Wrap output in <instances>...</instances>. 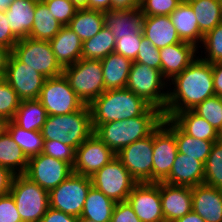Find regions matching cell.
Returning a JSON list of instances; mask_svg holds the SVG:
<instances>
[{"instance_id":"cell-19","label":"cell","mask_w":222,"mask_h":222,"mask_svg":"<svg viewBox=\"0 0 222 222\" xmlns=\"http://www.w3.org/2000/svg\"><path fill=\"white\" fill-rule=\"evenodd\" d=\"M198 48L187 42H180L159 49L161 73L170 82L197 57ZM169 79V80H168Z\"/></svg>"},{"instance_id":"cell-47","label":"cell","mask_w":222,"mask_h":222,"mask_svg":"<svg viewBox=\"0 0 222 222\" xmlns=\"http://www.w3.org/2000/svg\"><path fill=\"white\" fill-rule=\"evenodd\" d=\"M0 222H22L11 194L0 196Z\"/></svg>"},{"instance_id":"cell-61","label":"cell","mask_w":222,"mask_h":222,"mask_svg":"<svg viewBox=\"0 0 222 222\" xmlns=\"http://www.w3.org/2000/svg\"><path fill=\"white\" fill-rule=\"evenodd\" d=\"M219 1H220L221 14H222V0H219Z\"/></svg>"},{"instance_id":"cell-18","label":"cell","mask_w":222,"mask_h":222,"mask_svg":"<svg viewBox=\"0 0 222 222\" xmlns=\"http://www.w3.org/2000/svg\"><path fill=\"white\" fill-rule=\"evenodd\" d=\"M160 197L165 222H174L192 211L191 187L160 182Z\"/></svg>"},{"instance_id":"cell-32","label":"cell","mask_w":222,"mask_h":222,"mask_svg":"<svg viewBox=\"0 0 222 222\" xmlns=\"http://www.w3.org/2000/svg\"><path fill=\"white\" fill-rule=\"evenodd\" d=\"M63 26L52 16L43 1H37L35 6L34 23L28 38L50 41Z\"/></svg>"},{"instance_id":"cell-22","label":"cell","mask_w":222,"mask_h":222,"mask_svg":"<svg viewBox=\"0 0 222 222\" xmlns=\"http://www.w3.org/2000/svg\"><path fill=\"white\" fill-rule=\"evenodd\" d=\"M105 27L110 29L115 39L124 36H143L144 15L140 8L129 10H108L104 12Z\"/></svg>"},{"instance_id":"cell-11","label":"cell","mask_w":222,"mask_h":222,"mask_svg":"<svg viewBox=\"0 0 222 222\" xmlns=\"http://www.w3.org/2000/svg\"><path fill=\"white\" fill-rule=\"evenodd\" d=\"M178 154L175 140V123L164 117L153 131V182H163L170 173Z\"/></svg>"},{"instance_id":"cell-23","label":"cell","mask_w":222,"mask_h":222,"mask_svg":"<svg viewBox=\"0 0 222 222\" xmlns=\"http://www.w3.org/2000/svg\"><path fill=\"white\" fill-rule=\"evenodd\" d=\"M142 32L159 49L182 42L169 16H144Z\"/></svg>"},{"instance_id":"cell-46","label":"cell","mask_w":222,"mask_h":222,"mask_svg":"<svg viewBox=\"0 0 222 222\" xmlns=\"http://www.w3.org/2000/svg\"><path fill=\"white\" fill-rule=\"evenodd\" d=\"M143 37L144 36H124L121 37V39H116L114 53L134 61Z\"/></svg>"},{"instance_id":"cell-20","label":"cell","mask_w":222,"mask_h":222,"mask_svg":"<svg viewBox=\"0 0 222 222\" xmlns=\"http://www.w3.org/2000/svg\"><path fill=\"white\" fill-rule=\"evenodd\" d=\"M192 210L206 222H222V190L206 184L191 188Z\"/></svg>"},{"instance_id":"cell-51","label":"cell","mask_w":222,"mask_h":222,"mask_svg":"<svg viewBox=\"0 0 222 222\" xmlns=\"http://www.w3.org/2000/svg\"><path fill=\"white\" fill-rule=\"evenodd\" d=\"M15 175L10 169L0 166V196L10 194Z\"/></svg>"},{"instance_id":"cell-7","label":"cell","mask_w":222,"mask_h":222,"mask_svg":"<svg viewBox=\"0 0 222 222\" xmlns=\"http://www.w3.org/2000/svg\"><path fill=\"white\" fill-rule=\"evenodd\" d=\"M10 194L22 222H40L50 207L48 191L23 174L15 175Z\"/></svg>"},{"instance_id":"cell-21","label":"cell","mask_w":222,"mask_h":222,"mask_svg":"<svg viewBox=\"0 0 222 222\" xmlns=\"http://www.w3.org/2000/svg\"><path fill=\"white\" fill-rule=\"evenodd\" d=\"M204 165L203 162L178 152L169 176L163 182L191 188L204 184Z\"/></svg>"},{"instance_id":"cell-45","label":"cell","mask_w":222,"mask_h":222,"mask_svg":"<svg viewBox=\"0 0 222 222\" xmlns=\"http://www.w3.org/2000/svg\"><path fill=\"white\" fill-rule=\"evenodd\" d=\"M134 62L145 64L151 68L161 71V57L159 48H156L148 39L143 37Z\"/></svg>"},{"instance_id":"cell-60","label":"cell","mask_w":222,"mask_h":222,"mask_svg":"<svg viewBox=\"0 0 222 222\" xmlns=\"http://www.w3.org/2000/svg\"><path fill=\"white\" fill-rule=\"evenodd\" d=\"M78 222H94V221L87 218H79Z\"/></svg>"},{"instance_id":"cell-24","label":"cell","mask_w":222,"mask_h":222,"mask_svg":"<svg viewBox=\"0 0 222 222\" xmlns=\"http://www.w3.org/2000/svg\"><path fill=\"white\" fill-rule=\"evenodd\" d=\"M49 42L57 61L63 68L76 63L82 58L83 42L67 26H63Z\"/></svg>"},{"instance_id":"cell-53","label":"cell","mask_w":222,"mask_h":222,"mask_svg":"<svg viewBox=\"0 0 222 222\" xmlns=\"http://www.w3.org/2000/svg\"><path fill=\"white\" fill-rule=\"evenodd\" d=\"M142 0H111V10L140 8Z\"/></svg>"},{"instance_id":"cell-8","label":"cell","mask_w":222,"mask_h":222,"mask_svg":"<svg viewBox=\"0 0 222 222\" xmlns=\"http://www.w3.org/2000/svg\"><path fill=\"white\" fill-rule=\"evenodd\" d=\"M11 53L46 78L62 75L64 68L57 61L49 41L22 38Z\"/></svg>"},{"instance_id":"cell-12","label":"cell","mask_w":222,"mask_h":222,"mask_svg":"<svg viewBox=\"0 0 222 222\" xmlns=\"http://www.w3.org/2000/svg\"><path fill=\"white\" fill-rule=\"evenodd\" d=\"M38 100L48 115L73 113L85 105L70 87L63 74L45 80Z\"/></svg>"},{"instance_id":"cell-62","label":"cell","mask_w":222,"mask_h":222,"mask_svg":"<svg viewBox=\"0 0 222 222\" xmlns=\"http://www.w3.org/2000/svg\"><path fill=\"white\" fill-rule=\"evenodd\" d=\"M219 136H220V139H222V130H221V132L219 133Z\"/></svg>"},{"instance_id":"cell-34","label":"cell","mask_w":222,"mask_h":222,"mask_svg":"<svg viewBox=\"0 0 222 222\" xmlns=\"http://www.w3.org/2000/svg\"><path fill=\"white\" fill-rule=\"evenodd\" d=\"M187 3L191 6L196 16L199 30L204 35L222 23L219 0H189Z\"/></svg>"},{"instance_id":"cell-40","label":"cell","mask_w":222,"mask_h":222,"mask_svg":"<svg viewBox=\"0 0 222 222\" xmlns=\"http://www.w3.org/2000/svg\"><path fill=\"white\" fill-rule=\"evenodd\" d=\"M202 44L206 50L204 53L208 54L204 58L201 57L202 60L211 64L222 63V23L204 35Z\"/></svg>"},{"instance_id":"cell-10","label":"cell","mask_w":222,"mask_h":222,"mask_svg":"<svg viewBox=\"0 0 222 222\" xmlns=\"http://www.w3.org/2000/svg\"><path fill=\"white\" fill-rule=\"evenodd\" d=\"M91 181L92 186L115 203L127 201L128 195L138 183L117 157L97 171Z\"/></svg>"},{"instance_id":"cell-48","label":"cell","mask_w":222,"mask_h":222,"mask_svg":"<svg viewBox=\"0 0 222 222\" xmlns=\"http://www.w3.org/2000/svg\"><path fill=\"white\" fill-rule=\"evenodd\" d=\"M110 222H141L128 201L115 204Z\"/></svg>"},{"instance_id":"cell-26","label":"cell","mask_w":222,"mask_h":222,"mask_svg":"<svg viewBox=\"0 0 222 222\" xmlns=\"http://www.w3.org/2000/svg\"><path fill=\"white\" fill-rule=\"evenodd\" d=\"M181 41L193 44L198 48L204 34L199 30L196 16L187 2H182L170 15Z\"/></svg>"},{"instance_id":"cell-15","label":"cell","mask_w":222,"mask_h":222,"mask_svg":"<svg viewBox=\"0 0 222 222\" xmlns=\"http://www.w3.org/2000/svg\"><path fill=\"white\" fill-rule=\"evenodd\" d=\"M3 79L13 88L21 100H32L39 98L47 78L20 62L11 53Z\"/></svg>"},{"instance_id":"cell-36","label":"cell","mask_w":222,"mask_h":222,"mask_svg":"<svg viewBox=\"0 0 222 222\" xmlns=\"http://www.w3.org/2000/svg\"><path fill=\"white\" fill-rule=\"evenodd\" d=\"M7 132L28 159L42 153L44 138L41 131H27L11 120L8 122Z\"/></svg>"},{"instance_id":"cell-9","label":"cell","mask_w":222,"mask_h":222,"mask_svg":"<svg viewBox=\"0 0 222 222\" xmlns=\"http://www.w3.org/2000/svg\"><path fill=\"white\" fill-rule=\"evenodd\" d=\"M91 186V177L73 172L66 180L48 192L50 207L79 218Z\"/></svg>"},{"instance_id":"cell-4","label":"cell","mask_w":222,"mask_h":222,"mask_svg":"<svg viewBox=\"0 0 222 222\" xmlns=\"http://www.w3.org/2000/svg\"><path fill=\"white\" fill-rule=\"evenodd\" d=\"M94 132L89 105L65 115H48L41 133L44 141L54 140L75 150Z\"/></svg>"},{"instance_id":"cell-41","label":"cell","mask_w":222,"mask_h":222,"mask_svg":"<svg viewBox=\"0 0 222 222\" xmlns=\"http://www.w3.org/2000/svg\"><path fill=\"white\" fill-rule=\"evenodd\" d=\"M21 101L13 88L4 79H0V116L8 121L13 120Z\"/></svg>"},{"instance_id":"cell-1","label":"cell","mask_w":222,"mask_h":222,"mask_svg":"<svg viewBox=\"0 0 222 222\" xmlns=\"http://www.w3.org/2000/svg\"><path fill=\"white\" fill-rule=\"evenodd\" d=\"M175 88L168 91L164 117L184 110H192L207 98L215 96L212 64L196 57L180 74L172 79Z\"/></svg>"},{"instance_id":"cell-27","label":"cell","mask_w":222,"mask_h":222,"mask_svg":"<svg viewBox=\"0 0 222 222\" xmlns=\"http://www.w3.org/2000/svg\"><path fill=\"white\" fill-rule=\"evenodd\" d=\"M184 133L201 139L216 142L220 139L219 133L210 123L192 110L173 113L169 117Z\"/></svg>"},{"instance_id":"cell-42","label":"cell","mask_w":222,"mask_h":222,"mask_svg":"<svg viewBox=\"0 0 222 222\" xmlns=\"http://www.w3.org/2000/svg\"><path fill=\"white\" fill-rule=\"evenodd\" d=\"M181 0H142L140 11L144 16H169Z\"/></svg>"},{"instance_id":"cell-38","label":"cell","mask_w":222,"mask_h":222,"mask_svg":"<svg viewBox=\"0 0 222 222\" xmlns=\"http://www.w3.org/2000/svg\"><path fill=\"white\" fill-rule=\"evenodd\" d=\"M204 166V184L222 190V139L214 142Z\"/></svg>"},{"instance_id":"cell-28","label":"cell","mask_w":222,"mask_h":222,"mask_svg":"<svg viewBox=\"0 0 222 222\" xmlns=\"http://www.w3.org/2000/svg\"><path fill=\"white\" fill-rule=\"evenodd\" d=\"M132 62L114 52L101 59L105 91L126 88Z\"/></svg>"},{"instance_id":"cell-17","label":"cell","mask_w":222,"mask_h":222,"mask_svg":"<svg viewBox=\"0 0 222 222\" xmlns=\"http://www.w3.org/2000/svg\"><path fill=\"white\" fill-rule=\"evenodd\" d=\"M127 201L141 222H165L160 197V182L137 183Z\"/></svg>"},{"instance_id":"cell-49","label":"cell","mask_w":222,"mask_h":222,"mask_svg":"<svg viewBox=\"0 0 222 222\" xmlns=\"http://www.w3.org/2000/svg\"><path fill=\"white\" fill-rule=\"evenodd\" d=\"M19 39L12 33L6 13L0 11V45L10 49L12 51L13 47Z\"/></svg>"},{"instance_id":"cell-43","label":"cell","mask_w":222,"mask_h":222,"mask_svg":"<svg viewBox=\"0 0 222 222\" xmlns=\"http://www.w3.org/2000/svg\"><path fill=\"white\" fill-rule=\"evenodd\" d=\"M43 2L62 26H67L77 11L71 0H43Z\"/></svg>"},{"instance_id":"cell-35","label":"cell","mask_w":222,"mask_h":222,"mask_svg":"<svg viewBox=\"0 0 222 222\" xmlns=\"http://www.w3.org/2000/svg\"><path fill=\"white\" fill-rule=\"evenodd\" d=\"M115 43L114 35L104 26L99 33L83 42L82 58L101 60L114 52Z\"/></svg>"},{"instance_id":"cell-52","label":"cell","mask_w":222,"mask_h":222,"mask_svg":"<svg viewBox=\"0 0 222 222\" xmlns=\"http://www.w3.org/2000/svg\"><path fill=\"white\" fill-rule=\"evenodd\" d=\"M215 95L222 97V63H212Z\"/></svg>"},{"instance_id":"cell-2","label":"cell","mask_w":222,"mask_h":222,"mask_svg":"<svg viewBox=\"0 0 222 222\" xmlns=\"http://www.w3.org/2000/svg\"><path fill=\"white\" fill-rule=\"evenodd\" d=\"M163 119V112L150 106L138 117L92 125L93 133L117 154L129 144L151 135Z\"/></svg>"},{"instance_id":"cell-55","label":"cell","mask_w":222,"mask_h":222,"mask_svg":"<svg viewBox=\"0 0 222 222\" xmlns=\"http://www.w3.org/2000/svg\"><path fill=\"white\" fill-rule=\"evenodd\" d=\"M89 9L103 12L111 10V0H89Z\"/></svg>"},{"instance_id":"cell-58","label":"cell","mask_w":222,"mask_h":222,"mask_svg":"<svg viewBox=\"0 0 222 222\" xmlns=\"http://www.w3.org/2000/svg\"><path fill=\"white\" fill-rule=\"evenodd\" d=\"M8 120L0 116V136L7 131Z\"/></svg>"},{"instance_id":"cell-59","label":"cell","mask_w":222,"mask_h":222,"mask_svg":"<svg viewBox=\"0 0 222 222\" xmlns=\"http://www.w3.org/2000/svg\"><path fill=\"white\" fill-rule=\"evenodd\" d=\"M14 0H0V11L5 12Z\"/></svg>"},{"instance_id":"cell-37","label":"cell","mask_w":222,"mask_h":222,"mask_svg":"<svg viewBox=\"0 0 222 222\" xmlns=\"http://www.w3.org/2000/svg\"><path fill=\"white\" fill-rule=\"evenodd\" d=\"M175 140L179 153L193 157L205 164L214 142L191 137L175 124Z\"/></svg>"},{"instance_id":"cell-5","label":"cell","mask_w":222,"mask_h":222,"mask_svg":"<svg viewBox=\"0 0 222 222\" xmlns=\"http://www.w3.org/2000/svg\"><path fill=\"white\" fill-rule=\"evenodd\" d=\"M62 74L86 105L105 91L101 60L81 58L76 63L64 67Z\"/></svg>"},{"instance_id":"cell-39","label":"cell","mask_w":222,"mask_h":222,"mask_svg":"<svg viewBox=\"0 0 222 222\" xmlns=\"http://www.w3.org/2000/svg\"><path fill=\"white\" fill-rule=\"evenodd\" d=\"M192 111L207 120L220 133L222 130V97L212 96L196 105Z\"/></svg>"},{"instance_id":"cell-54","label":"cell","mask_w":222,"mask_h":222,"mask_svg":"<svg viewBox=\"0 0 222 222\" xmlns=\"http://www.w3.org/2000/svg\"><path fill=\"white\" fill-rule=\"evenodd\" d=\"M11 54V50L0 45V79L5 76L8 60Z\"/></svg>"},{"instance_id":"cell-50","label":"cell","mask_w":222,"mask_h":222,"mask_svg":"<svg viewBox=\"0 0 222 222\" xmlns=\"http://www.w3.org/2000/svg\"><path fill=\"white\" fill-rule=\"evenodd\" d=\"M79 218L49 207L40 222H78Z\"/></svg>"},{"instance_id":"cell-44","label":"cell","mask_w":222,"mask_h":222,"mask_svg":"<svg viewBox=\"0 0 222 222\" xmlns=\"http://www.w3.org/2000/svg\"><path fill=\"white\" fill-rule=\"evenodd\" d=\"M43 154L57 158L58 160L69 163L72 167L75 164L76 150L67 144L60 141H44Z\"/></svg>"},{"instance_id":"cell-13","label":"cell","mask_w":222,"mask_h":222,"mask_svg":"<svg viewBox=\"0 0 222 222\" xmlns=\"http://www.w3.org/2000/svg\"><path fill=\"white\" fill-rule=\"evenodd\" d=\"M116 157L138 182H153V133L122 148Z\"/></svg>"},{"instance_id":"cell-16","label":"cell","mask_w":222,"mask_h":222,"mask_svg":"<svg viewBox=\"0 0 222 222\" xmlns=\"http://www.w3.org/2000/svg\"><path fill=\"white\" fill-rule=\"evenodd\" d=\"M115 157L116 154L93 133L76 149L73 172L92 177Z\"/></svg>"},{"instance_id":"cell-6","label":"cell","mask_w":222,"mask_h":222,"mask_svg":"<svg viewBox=\"0 0 222 222\" xmlns=\"http://www.w3.org/2000/svg\"><path fill=\"white\" fill-rule=\"evenodd\" d=\"M160 70L145 64L132 62L126 88L142 98L150 106L164 112L168 99V91H162L168 82ZM164 92V93H163Z\"/></svg>"},{"instance_id":"cell-3","label":"cell","mask_w":222,"mask_h":222,"mask_svg":"<svg viewBox=\"0 0 222 222\" xmlns=\"http://www.w3.org/2000/svg\"><path fill=\"white\" fill-rule=\"evenodd\" d=\"M150 105L127 88L106 90L90 104L92 125L141 116Z\"/></svg>"},{"instance_id":"cell-57","label":"cell","mask_w":222,"mask_h":222,"mask_svg":"<svg viewBox=\"0 0 222 222\" xmlns=\"http://www.w3.org/2000/svg\"><path fill=\"white\" fill-rule=\"evenodd\" d=\"M77 9H89V0H71Z\"/></svg>"},{"instance_id":"cell-14","label":"cell","mask_w":222,"mask_h":222,"mask_svg":"<svg viewBox=\"0 0 222 222\" xmlns=\"http://www.w3.org/2000/svg\"><path fill=\"white\" fill-rule=\"evenodd\" d=\"M73 173V167L43 153L29 158L25 175L46 191L56 188Z\"/></svg>"},{"instance_id":"cell-25","label":"cell","mask_w":222,"mask_h":222,"mask_svg":"<svg viewBox=\"0 0 222 222\" xmlns=\"http://www.w3.org/2000/svg\"><path fill=\"white\" fill-rule=\"evenodd\" d=\"M37 0H14L5 11L12 33L18 38H27L34 23Z\"/></svg>"},{"instance_id":"cell-31","label":"cell","mask_w":222,"mask_h":222,"mask_svg":"<svg viewBox=\"0 0 222 222\" xmlns=\"http://www.w3.org/2000/svg\"><path fill=\"white\" fill-rule=\"evenodd\" d=\"M47 117V111L38 99L22 100L12 121L27 131H41Z\"/></svg>"},{"instance_id":"cell-33","label":"cell","mask_w":222,"mask_h":222,"mask_svg":"<svg viewBox=\"0 0 222 222\" xmlns=\"http://www.w3.org/2000/svg\"><path fill=\"white\" fill-rule=\"evenodd\" d=\"M29 159L6 131L0 136V166L10 169L14 174H24Z\"/></svg>"},{"instance_id":"cell-56","label":"cell","mask_w":222,"mask_h":222,"mask_svg":"<svg viewBox=\"0 0 222 222\" xmlns=\"http://www.w3.org/2000/svg\"><path fill=\"white\" fill-rule=\"evenodd\" d=\"M174 222H206L193 210Z\"/></svg>"},{"instance_id":"cell-30","label":"cell","mask_w":222,"mask_h":222,"mask_svg":"<svg viewBox=\"0 0 222 222\" xmlns=\"http://www.w3.org/2000/svg\"><path fill=\"white\" fill-rule=\"evenodd\" d=\"M115 204L100 190L91 186L79 218H87L94 222H110Z\"/></svg>"},{"instance_id":"cell-29","label":"cell","mask_w":222,"mask_h":222,"mask_svg":"<svg viewBox=\"0 0 222 222\" xmlns=\"http://www.w3.org/2000/svg\"><path fill=\"white\" fill-rule=\"evenodd\" d=\"M105 26L104 12L77 9L67 27L74 31L82 42L92 38Z\"/></svg>"}]
</instances>
